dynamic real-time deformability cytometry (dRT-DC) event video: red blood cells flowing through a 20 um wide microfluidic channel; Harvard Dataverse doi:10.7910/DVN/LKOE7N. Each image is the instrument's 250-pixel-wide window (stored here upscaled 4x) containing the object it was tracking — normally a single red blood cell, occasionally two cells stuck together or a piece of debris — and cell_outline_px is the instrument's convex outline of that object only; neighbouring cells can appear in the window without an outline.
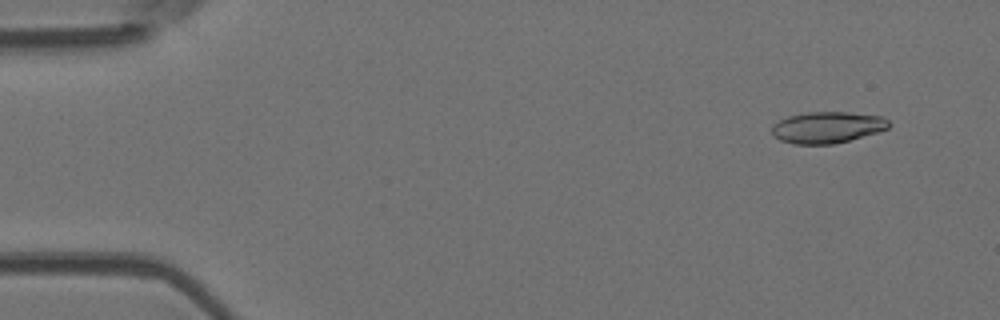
{"species": "Egyptian fruit bat (a non-hibernating species)", "species_latin": "Rousettus aegyptiacus", "temperature_condition": "room temperature", "stored_images_in_passage": 4, "camera_frame_rate_fps": 3000, "um_per_image_px": 0.085, "animal": {"sex": "female"}, "frame": {"image": 1, "passage_image": 1, "time_ms": 0.0, "image_size_px": [1000, 320], "cell_outline_px": [[892, 124], [888, 128], [876, 132], [848, 140], [832, 144], [792, 144], [780, 140], [772, 132], [772, 124], [788, 116], [804, 112], [848, 112], [884, 116]], "centroid_in_image_um": [70.32, 10.81], "position_along_channel_um": 14.7, "area_um2": 21.39}}
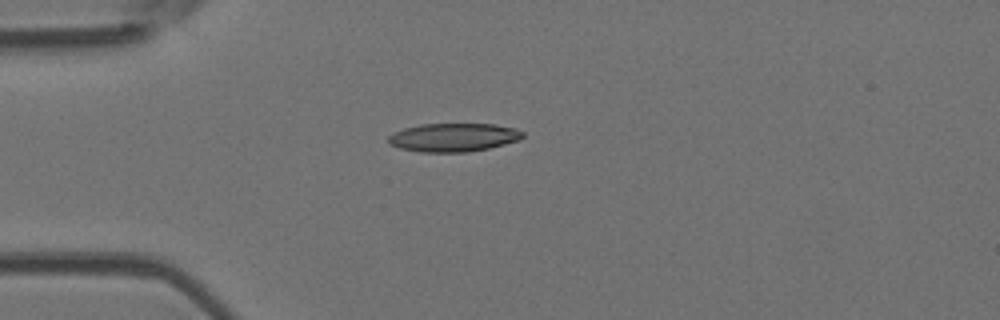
{"frame": {"image": 2, "passage_image": 4, "time_ms": 3.333, "image_size_px": [1000, 320], "cell_outline_px": [[524, 136], [520, 140], [488, 148], [468, 152], [420, 152], [400, 148], [388, 144], [388, 136], [392, 132], [404, 128], [420, 124], [496, 124], [516, 128], [524, 132]], "centroid_in_image_um": [38.54, 11.67], "position_along_channel_um": 46.5, "area_um2": 22.48}}